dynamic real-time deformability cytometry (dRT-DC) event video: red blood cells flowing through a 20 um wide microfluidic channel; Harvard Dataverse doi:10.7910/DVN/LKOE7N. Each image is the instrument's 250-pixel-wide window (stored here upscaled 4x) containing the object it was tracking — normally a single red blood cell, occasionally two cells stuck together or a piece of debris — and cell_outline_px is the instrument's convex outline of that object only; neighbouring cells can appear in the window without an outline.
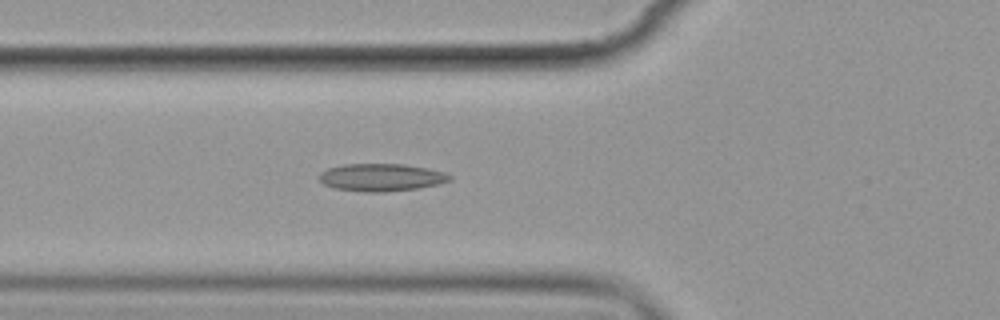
{"species": "common noctule bat (a hibernating species)", "species_latin": "Nyctalus noctula", "temperature_condition": "cold", "stored_images_in_passage": 6, "camera_frame_rate_fps": 3000, "um_per_image_px": 0.085, "animal": {"sex": "female", "body_mass_g": 19.9}, "frame": {"image": 1, "passage_image": 5, "time_ms": 4.333, "image_size_px": [1000, 320], "cell_outline_px": [[452, 180], [436, 184], [416, 188], [384, 192], [364, 192], [336, 188], [324, 184], [320, 180], [320, 172], [328, 168], [344, 164], [404, 164], [428, 168], [444, 172], [452, 176]], "centroid_in_image_um": [32.41, 15.07], "position_along_channel_um": 93.4, "area_um2": 20.81}}